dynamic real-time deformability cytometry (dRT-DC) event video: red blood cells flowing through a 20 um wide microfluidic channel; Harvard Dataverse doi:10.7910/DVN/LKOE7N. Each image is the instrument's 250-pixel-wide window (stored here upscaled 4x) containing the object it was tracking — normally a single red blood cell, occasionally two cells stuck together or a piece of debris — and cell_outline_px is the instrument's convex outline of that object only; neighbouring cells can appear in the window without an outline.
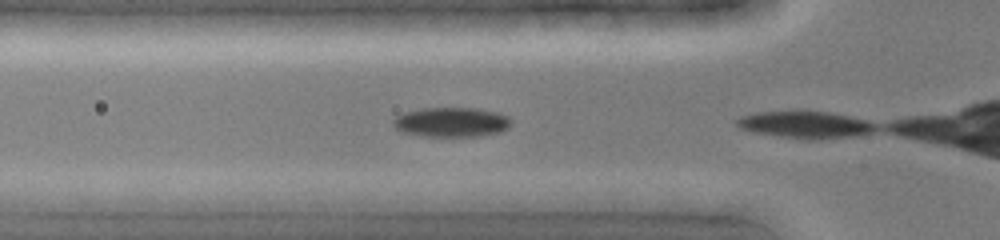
{"species": "common noctule bat (a hibernating species)", "species_latin": "Nyctalus noctula", "temperature_condition": "cold", "stored_images_in_passage": 10, "camera_frame_rate_fps": 3000, "um_per_image_px": 0.085, "animal": {"sex": "female", "body_mass_g": 19.0, "forearm_length_mm": 51.5}, "frame": {"image": 1, "passage_image": 9, "time_ms": 2.667, "image_size_px": [1000, 240], "cell_outline_px": [[512, 124], [508, 128], [500, 132], [480, 136], [424, 136], [404, 132], [396, 128], [392, 124], [392, 120], [396, 116], [404, 112], [420, 108], [476, 108], [496, 112], [508, 116], [512, 120]], "centroid_in_image_um": [38.38, 10.37], "position_along_channel_um": 87.4, "area_um2": 20.46}}